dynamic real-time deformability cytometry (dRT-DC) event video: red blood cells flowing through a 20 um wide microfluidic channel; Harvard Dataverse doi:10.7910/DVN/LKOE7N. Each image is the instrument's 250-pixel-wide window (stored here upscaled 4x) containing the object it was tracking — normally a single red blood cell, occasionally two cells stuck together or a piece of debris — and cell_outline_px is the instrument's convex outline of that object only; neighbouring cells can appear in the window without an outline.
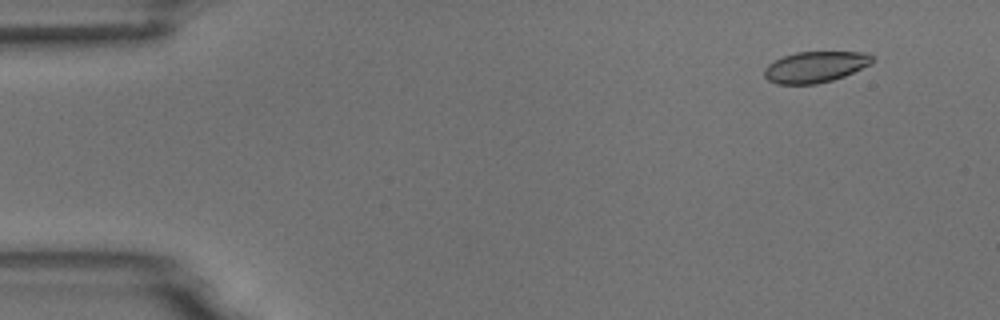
{"species": "common noctule bat (a hibernating species)", "species_latin": "Nyctalus noctula", "temperature_condition": "room temperature", "stored_images_in_passage": 11, "camera_frame_rate_fps": 3000, "um_per_image_px": 0.085, "animal": {"sex": "male", "body_mass_g": 18.8}, "frame": {"image": 1, "passage_image": 2, "time_ms": 0.333, "image_size_px": [1000, 320], "cell_outline_px": [[872, 64], [844, 76], [832, 80], [816, 84], [776, 84], [768, 80], [764, 76], [764, 68], [768, 64], [784, 56], [796, 52], [868, 52], [872, 56]], "centroid_in_image_um": [69.3, 5.69], "position_along_channel_um": 15.7, "area_um2": 19.54}}
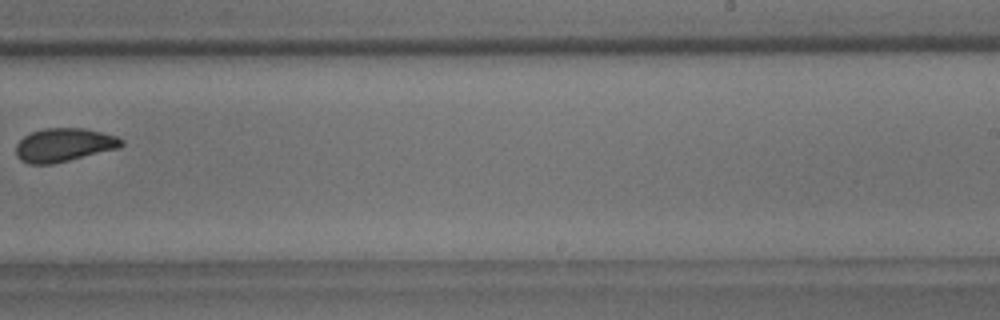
{"frame": {"image": 2, "passage_image": 10, "time_ms": 3.0, "image_size_px": [1000, 320], "cell_outline_px": [[124, 144], [120, 148], [52, 164], [28, 164], [20, 160], [16, 156], [16, 144], [24, 136], [32, 132], [44, 128], [84, 128], [116, 136], [124, 140]], "centroid_in_image_um": [5.43, 12.32], "position_along_channel_um": 283.6, "area_um2": 20.63}}
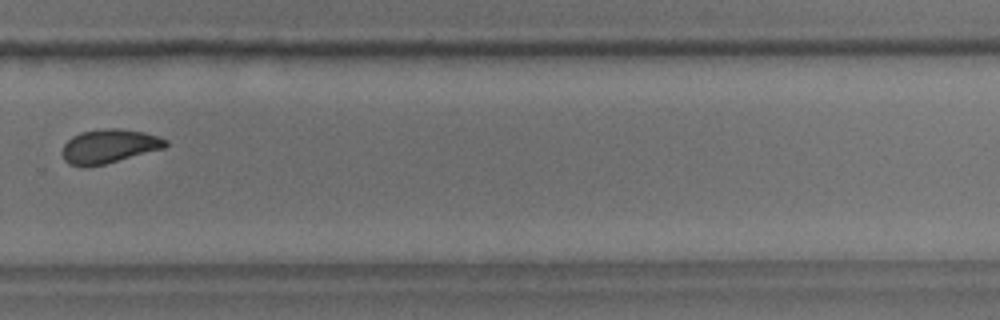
{"frame": {"image": 3, "passage_image": 11, "time_ms": 3.333, "image_size_px": [1000, 320], "cell_outline_px": [[168, 144], [164, 148], [104, 164], [68, 164], [64, 160], [64, 144], [72, 136], [80, 132], [104, 128], [120, 128], [144, 132], [168, 140]], "centroid_in_image_um": [9.31, 12.39], "position_along_channel_um": 320.5, "area_um2": 19.88}}